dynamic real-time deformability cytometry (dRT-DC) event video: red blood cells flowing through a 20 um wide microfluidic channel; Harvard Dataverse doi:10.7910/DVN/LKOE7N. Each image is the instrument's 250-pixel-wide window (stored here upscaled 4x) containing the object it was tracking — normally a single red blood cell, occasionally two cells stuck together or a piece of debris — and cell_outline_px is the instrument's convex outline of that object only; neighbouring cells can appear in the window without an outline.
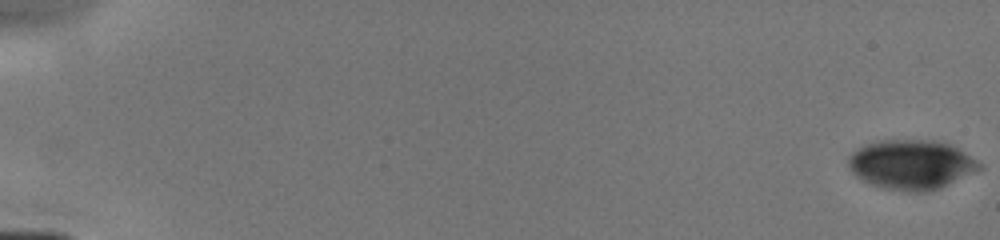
{"species": "human", "species_latin": "Homo sapiens", "temperature_condition": "cold", "stored_images_in_passage": 43, "camera_frame_rate_fps": 3000, "um_per_image_px": 0.085, "donor": {"sex": "male"}, "frame": {"image": 1, "passage_image": 1, "time_ms": 0.0, "image_size_px": [1000, 240], "cell_outline_px": [[984, 168], [940, 188], [928, 192], [904, 192], [880, 188], [868, 184], [860, 180], [852, 172], [848, 164], [848, 156], [852, 152], [868, 144], [880, 140], [932, 140], [948, 144], [956, 148], [976, 160]], "centroid_in_image_um": [77.43, 14.02], "position_along_channel_um": 7.6, "area_um2": 37.92}}
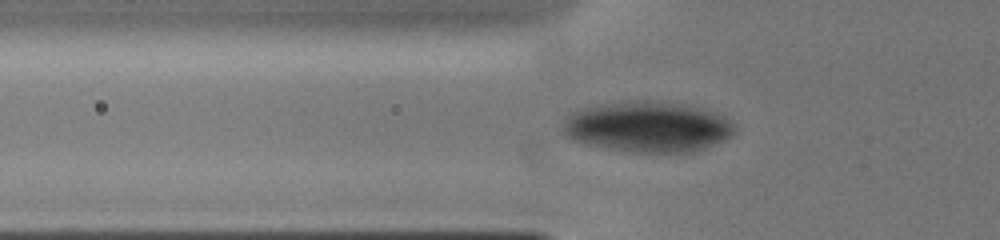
{"frame": {"image": 2, "passage_image": 17, "time_ms": 6.0, "image_size_px": [1000, 240], "cell_outline_px": [[736, 128], [732, 136], [724, 140], [704, 148], [692, 152], [632, 152], [608, 148], [588, 144], [572, 140], [564, 136], [560, 132], [560, 128], [564, 120], [572, 112], [580, 108], [600, 104], [636, 100], [668, 100], [692, 104], [704, 108], [728, 120]], "centroid_in_image_um": [55.02, 10.75], "position_along_channel_um": 70.8, "area_um2": 51.44}}
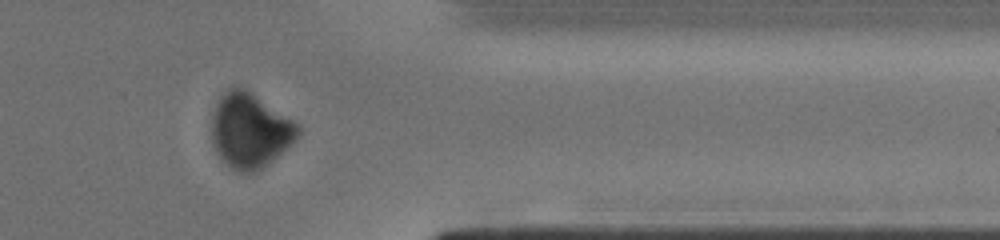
{"frame": {"image": 3, "passage_image": 38, "time_ms": 13.667, "image_size_px": [1000, 240], "cell_outline_px": [[300, 136], [292, 144], [268, 164], [256, 172], [240, 172], [224, 164], [220, 160], [212, 144], [208, 128], [212, 112], [220, 96], [228, 88], [244, 88], [252, 92], [300, 124]], "centroid_in_image_um": [21.21, 11.1], "position_along_channel_um": 390.2, "area_um2": 38.44}}